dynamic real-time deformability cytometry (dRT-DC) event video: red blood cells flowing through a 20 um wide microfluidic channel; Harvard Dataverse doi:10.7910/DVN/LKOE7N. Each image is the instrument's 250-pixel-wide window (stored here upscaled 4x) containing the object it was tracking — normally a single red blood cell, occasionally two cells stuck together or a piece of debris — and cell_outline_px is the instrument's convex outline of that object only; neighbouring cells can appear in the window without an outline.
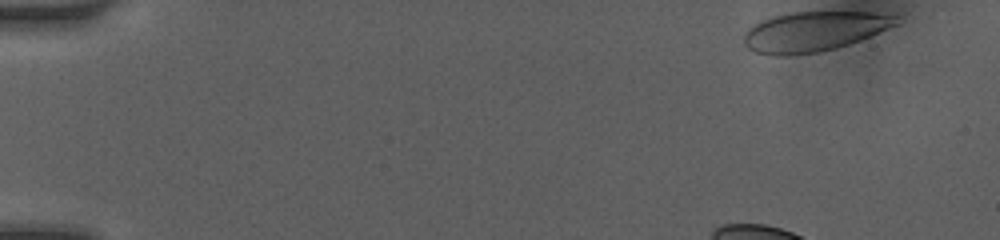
{"species": "human", "species_latin": "Homo sapiens", "temperature_condition": "room temperature", "stored_images_in_passage": 20, "camera_frame_rate_fps": 3000, "um_per_image_px": 0.085, "donor": {"sex": "female"}, "frame": {"image": 1, "passage_image": 1, "time_ms": 0.0, "image_size_px": [1000, 240], "cell_outline_px": [[900, 24], [860, 40], [836, 48], [816, 52], [788, 56], [776, 56], [756, 52], [748, 48], [744, 44], [744, 36], [748, 28], [764, 20], [776, 16], [796, 12], [872, 12], [900, 16]], "centroid_in_image_um": [69.24, 2.68], "position_along_channel_um": 15.8, "area_um2": 35.2}}